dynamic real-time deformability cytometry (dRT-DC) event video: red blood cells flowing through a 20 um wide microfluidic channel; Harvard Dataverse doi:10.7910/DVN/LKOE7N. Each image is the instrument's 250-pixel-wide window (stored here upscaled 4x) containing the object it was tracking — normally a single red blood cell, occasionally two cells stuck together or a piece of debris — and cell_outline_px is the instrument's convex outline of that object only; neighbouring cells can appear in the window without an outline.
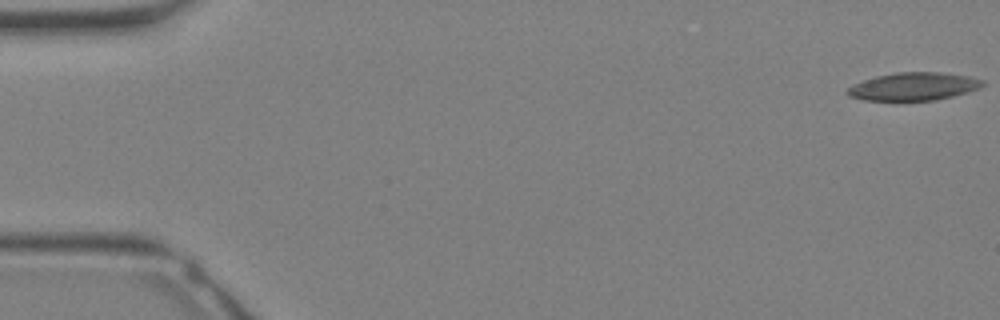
{"species": "Egyptian fruit bat (a non-hibernating species)", "species_latin": "Rousettus aegyptiacus", "temperature_condition": "warm", "stored_images_in_passage": 31, "camera_frame_rate_fps": 3000, "um_per_image_px": 0.085, "animal": {"sex": "female"}, "frame": {"image": 1, "passage_image": 1, "time_ms": 0.0, "image_size_px": [1000, 320], "cell_outline_px": [[984, 84], [980, 88], [968, 92], [936, 100], [864, 100], [848, 96], [844, 92], [852, 84], [876, 76], [896, 72], [940, 72], [968, 76], [984, 80]], "centroid_in_image_um": [77.64, 7.35], "position_along_channel_um": 7.4, "area_um2": 22.02}}
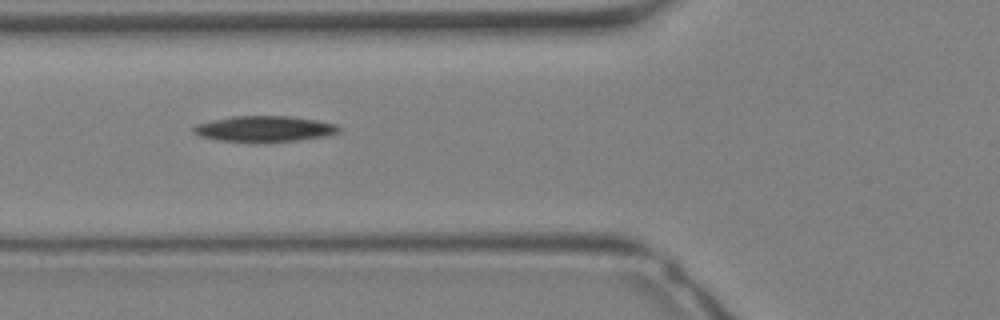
{"frame": {"image": 2, "passage_image": 13, "time_ms": 4.0, "image_size_px": [1000, 320], "cell_outline_px": [[344, 128], [340, 132], [328, 136], [264, 144], [220, 140], [200, 136], [192, 132], [192, 128], [196, 124], [212, 120], [232, 116], [288, 116], [316, 120], [336, 124]], "centroid_in_image_um": [22.5, 10.97], "position_along_channel_um": 103.3, "area_um2": 22.43}}
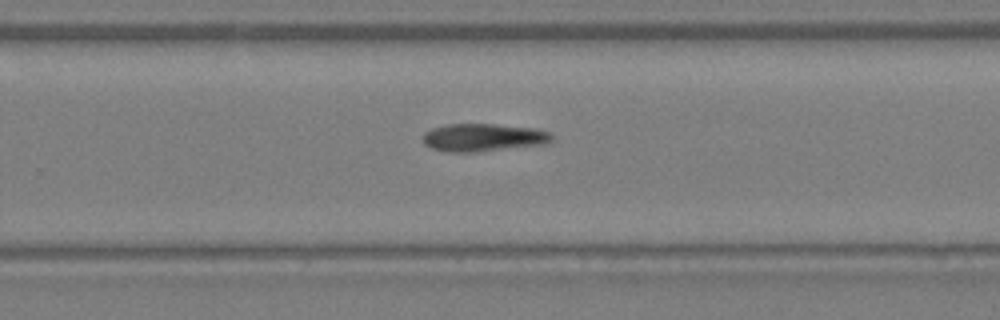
{"frame": {"image": 3, "passage_image": 22, "time_ms": 7.0, "image_size_px": [1000, 320], "cell_outline_px": [[552, 140], [548, 144], [476, 152], [448, 152], [432, 148], [424, 144], [424, 132], [432, 128], [448, 124], [492, 124], [536, 128], [552, 132]], "centroid_in_image_um": [41.12, 11.69], "position_along_channel_um": 288.7, "area_um2": 21.04}}